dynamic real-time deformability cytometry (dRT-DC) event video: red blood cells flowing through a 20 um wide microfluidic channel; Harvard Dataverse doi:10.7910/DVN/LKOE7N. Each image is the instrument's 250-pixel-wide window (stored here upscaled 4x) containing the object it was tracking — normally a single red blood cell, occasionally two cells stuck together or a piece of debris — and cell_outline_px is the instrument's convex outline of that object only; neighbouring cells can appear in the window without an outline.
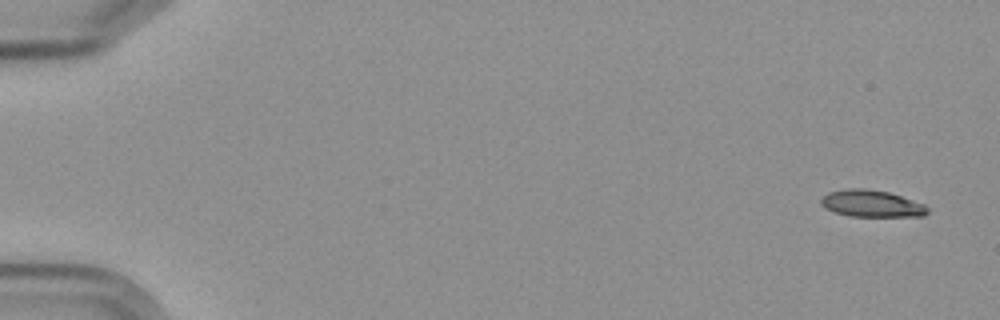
{"species": "Egyptian fruit bat (a non-hibernating species)", "species_latin": "Rousettus aegyptiacus", "temperature_condition": "cold", "stored_images_in_passage": 5, "camera_frame_rate_fps": 3000, "um_per_image_px": 0.085, "frame": {"image": 1, "passage_image": 1, "time_ms": 0.0, "image_size_px": [1000, 320], "cell_outline_px": [[928, 212], [924, 216], [848, 216], [824, 208], [820, 204], [820, 200], [828, 192], [848, 188], [864, 188], [888, 192], [924, 204], [928, 208]], "centroid_in_image_um": [74.06, 17.3], "position_along_channel_um": 10.9, "area_um2": 16.59}}